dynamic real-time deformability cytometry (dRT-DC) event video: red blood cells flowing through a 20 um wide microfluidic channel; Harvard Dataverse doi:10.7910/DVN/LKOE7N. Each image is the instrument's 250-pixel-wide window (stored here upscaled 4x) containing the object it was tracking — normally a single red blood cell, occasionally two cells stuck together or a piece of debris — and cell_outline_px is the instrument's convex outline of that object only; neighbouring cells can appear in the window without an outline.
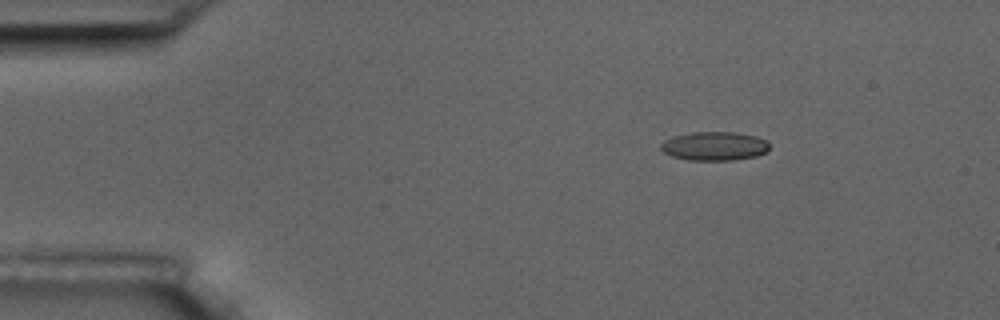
{"species": "common noctule bat (a hibernating species)", "species_latin": "Nyctalus noctula", "temperature_condition": "room temperature", "stored_images_in_passage": 55, "camera_frame_rate_fps": 3000, "um_per_image_px": 0.085, "animal": {"sex": "male", "body_mass_g": 17.5, "forearm_length_mm": 52.3}, "frame": {"image": 1, "passage_image": 8, "time_ms": 2.333, "image_size_px": [1000, 320], "cell_outline_px": [[768, 152], [756, 156], [732, 160], [688, 160], [672, 156], [664, 152], [660, 148], [660, 144], [664, 140], [672, 136], [692, 132], [736, 132], [756, 136], [768, 140]], "centroid_in_image_um": [60.73, 12.41], "position_along_channel_um": 24.3, "area_um2": 18.38}}
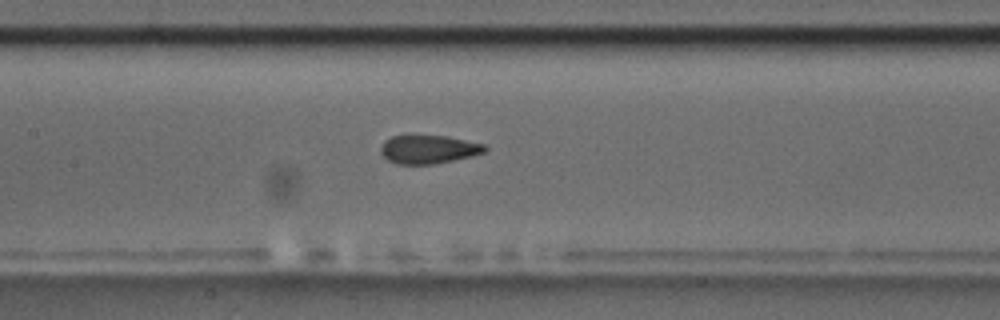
{"frame": {"image": 2, "passage_image": 26, "time_ms": 8.333, "image_size_px": [1000, 320], "cell_outline_px": [[488, 148], [484, 152], [472, 156], [432, 164], [396, 164], [388, 160], [380, 152], [380, 148], [384, 140], [392, 136], [448, 136], [484, 144]], "centroid_in_image_um": [36.41, 12.69], "position_along_channel_um": 171.0, "area_um2": 17.17}}
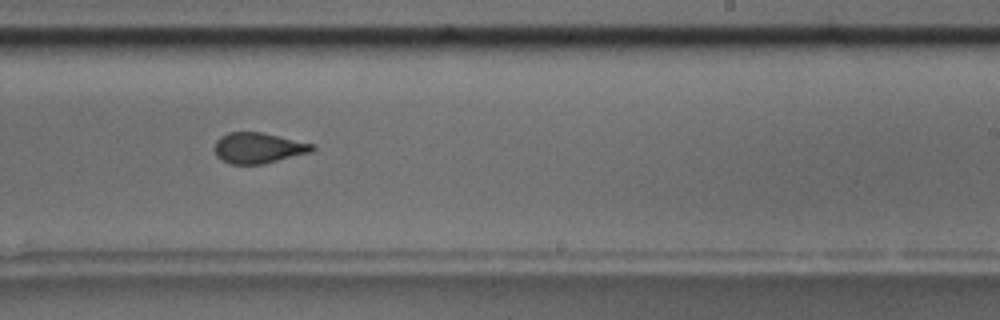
{"frame": {"image": 3, "passage_image": 34, "time_ms": 11.0, "image_size_px": [1000, 320], "cell_outline_px": [[316, 148], [312, 152], [264, 164], [232, 164], [220, 160], [216, 156], [216, 140], [220, 136], [228, 132], [260, 132], [316, 144]], "centroid_in_image_um": [21.99, 12.58], "position_along_channel_um": 267.0, "area_um2": 17.57}, "authors_computed_cell_mechanics": {"area_um2": 17.8602, "velocity_mm_per_s": 3.6192, "shape_relaxation_time_tau1_ms": 4.3342, "shape_relaxation_time_tau2_ms": 1.572, "deformation_change_tau1": 0.1543, "deformation_change_tau2": 0.0868}}